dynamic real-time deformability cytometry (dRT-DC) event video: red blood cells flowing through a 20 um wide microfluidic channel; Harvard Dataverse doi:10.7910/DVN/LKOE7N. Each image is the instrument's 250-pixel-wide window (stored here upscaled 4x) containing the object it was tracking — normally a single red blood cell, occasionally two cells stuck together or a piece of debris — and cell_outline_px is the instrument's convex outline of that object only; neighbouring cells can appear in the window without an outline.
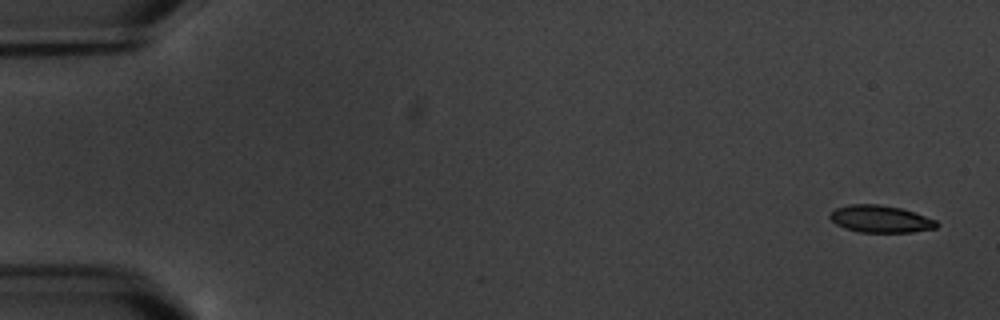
{"species": "common noctule bat (a hibernating species)", "species_latin": "Nyctalus noctula", "temperature_condition": "warm", "stored_images_in_passage": 6, "camera_frame_rate_fps": 3000, "um_per_image_px": 0.085, "animal": {"sex": "male", "body_mass_g": 20.1, "forearm_length_mm": 53.5}, "frame": {"image": 1, "passage_image": 1, "time_ms": 0.0, "image_size_px": [1000, 320], "cell_outline_px": [[940, 224], [936, 228], [912, 232], [860, 232], [844, 228], [836, 224], [828, 216], [836, 208], [848, 204], [880, 204], [900, 208], [936, 220]], "centroid_in_image_um": [74.83, 18.61], "position_along_channel_um": 10.2, "area_um2": 16.82}}
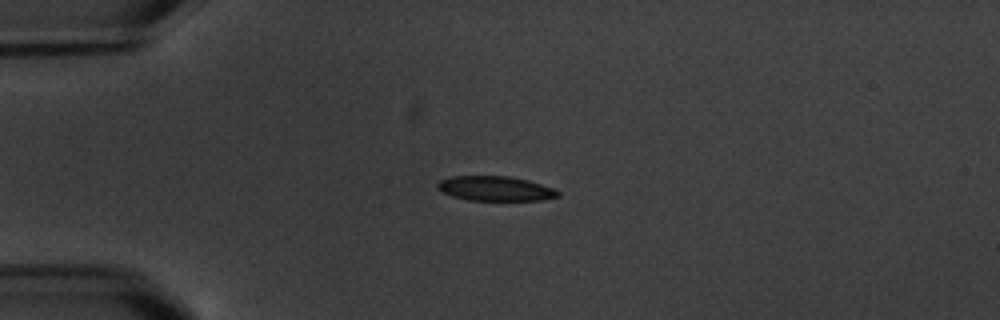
{"frame": {"image": 2, "passage_image": 4, "time_ms": 4.333, "image_size_px": [1000, 320], "cell_outline_px": [[560, 196], [544, 200], [468, 200], [452, 196], [436, 188], [436, 184], [440, 180], [452, 176], [508, 176], [528, 180], [552, 188], [560, 192]], "centroid_in_image_um": [42.1, 16.02], "position_along_channel_um": 42.9, "area_um2": 17.28}}